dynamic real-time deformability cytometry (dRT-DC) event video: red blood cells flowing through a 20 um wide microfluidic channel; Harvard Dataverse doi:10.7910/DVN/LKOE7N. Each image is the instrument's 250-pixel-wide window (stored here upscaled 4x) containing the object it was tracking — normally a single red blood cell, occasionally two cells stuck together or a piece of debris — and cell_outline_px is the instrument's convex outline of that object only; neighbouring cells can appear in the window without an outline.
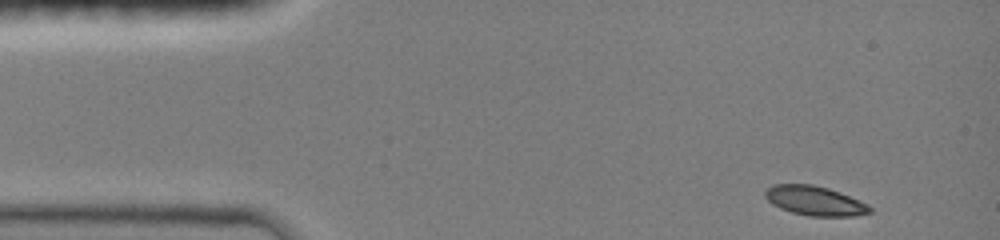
{"species": "common noctule bat (a hibernating species)", "species_latin": "Nyctalus noctula", "temperature_condition": "room temperature", "stored_images_in_passage": 41, "camera_frame_rate_fps": 3000, "um_per_image_px": 0.085, "animal": {"sex": "female", "body_mass_g": 19.0, "forearm_length_mm": 51.5}, "frame": {"image": 1, "passage_image": 1, "time_ms": 0.0, "image_size_px": [1000, 240], "cell_outline_px": [[872, 212], [856, 216], [808, 216], [792, 212], [780, 208], [772, 204], [764, 196], [764, 192], [772, 184], [812, 184], [828, 188], [840, 192], [868, 204], [872, 208]], "centroid_in_image_um": [69.26, 17.06], "position_along_channel_um": 15.7, "area_um2": 18.03}}
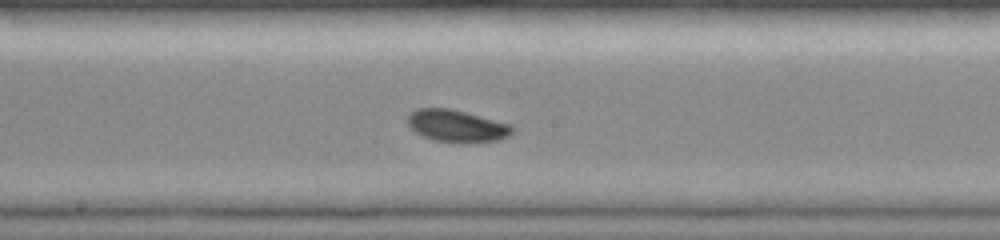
{"frame": {"image": 2, "passage_image": 22, "time_ms": 7.0, "image_size_px": [1000, 240], "cell_outline_px": [[512, 132], [508, 136], [500, 140], [436, 140], [424, 136], [416, 132], [408, 124], [408, 116], [416, 108], [448, 108], [512, 124]], "centroid_in_image_um": [38.81, 10.65], "position_along_channel_um": 209.4, "area_um2": 18.61}}
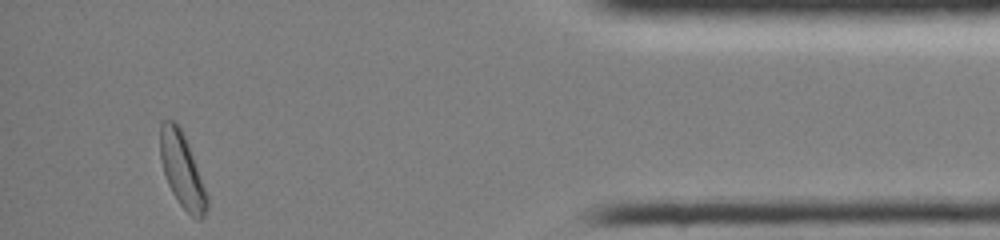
{"frame": {"image": 3, "passage_image": 41, "time_ms": 13.333, "image_size_px": [1000, 240], "cell_outline_px": [[208, 208], [204, 216], [200, 220], [196, 220], [180, 204], [172, 192], [168, 184], [160, 160], [160, 124], [164, 120], [176, 120], [188, 144], [208, 196]], "centroid_in_image_um": [15.47, 14.47], "position_along_channel_um": 419.7, "area_um2": 20.17}, "authors_computed_cell_mechanics": {"area_um2": 18.9006, "velocity_mm_per_s": 3.9977, "shape_relaxation_time_tau1_ms": 4.7131, "shape_relaxation_time_tau2_ms": null, "deformation_change_tau1": 0.0978, "deformation_change_tau2": null}}